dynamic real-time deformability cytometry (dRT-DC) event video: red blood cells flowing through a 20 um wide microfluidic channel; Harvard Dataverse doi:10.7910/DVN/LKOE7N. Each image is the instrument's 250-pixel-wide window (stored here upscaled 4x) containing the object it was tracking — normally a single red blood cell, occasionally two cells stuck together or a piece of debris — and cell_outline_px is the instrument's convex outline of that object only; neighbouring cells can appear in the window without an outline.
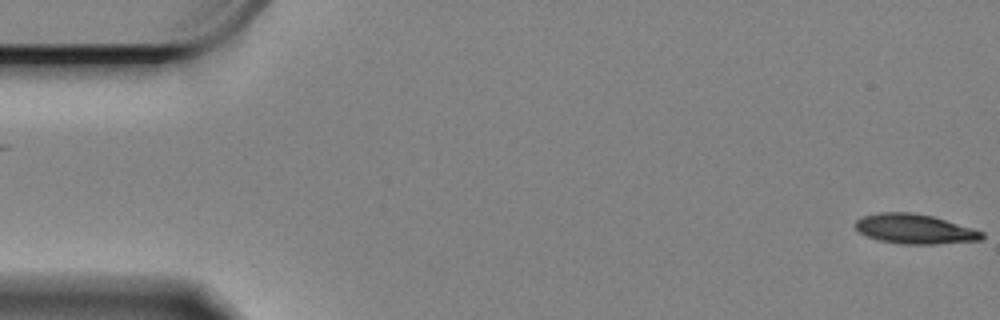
{"species": "Egyptian fruit bat (a non-hibernating species)", "species_latin": "Rousettus aegyptiacus", "temperature_condition": "cold", "stored_images_in_passage": 60, "camera_frame_rate_fps": 3000, "um_per_image_px": 0.085, "animal": {"sex": "female"}, "frame": {"image": 1, "passage_image": 1, "time_ms": 0.0, "image_size_px": [1000, 320], "cell_outline_px": [[984, 236], [980, 240], [932, 244], [904, 244], [880, 240], [868, 236], [860, 232], [856, 228], [856, 220], [864, 216], [880, 212], [912, 212], [932, 216], [972, 228], [984, 232]], "centroid_in_image_um": [77.76, 19.45], "position_along_channel_um": 7.2, "area_um2": 21.56}}
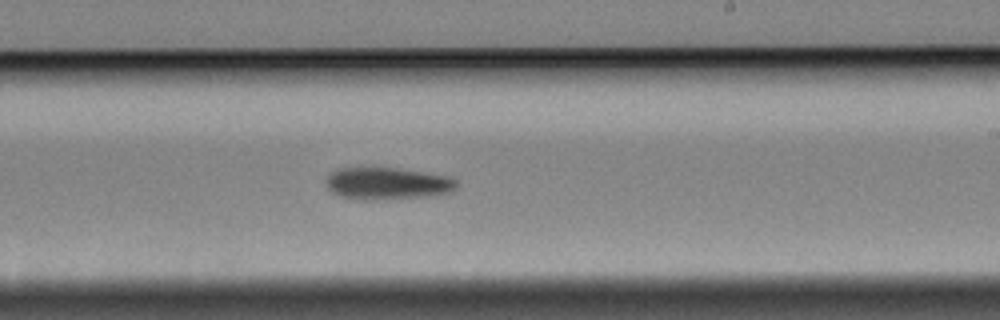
{"frame": {"image": 2, "passage_image": 35, "time_ms": 11.333, "image_size_px": [1000, 320], "cell_outline_px": [[456, 188], [452, 192], [424, 196], [372, 200], [364, 200], [340, 196], [332, 192], [328, 188], [328, 176], [332, 172], [340, 168], [396, 168], [452, 176], [456, 180]], "centroid_in_image_um": [32.96, 15.59], "position_along_channel_um": 256.0, "area_um2": 24.16}}
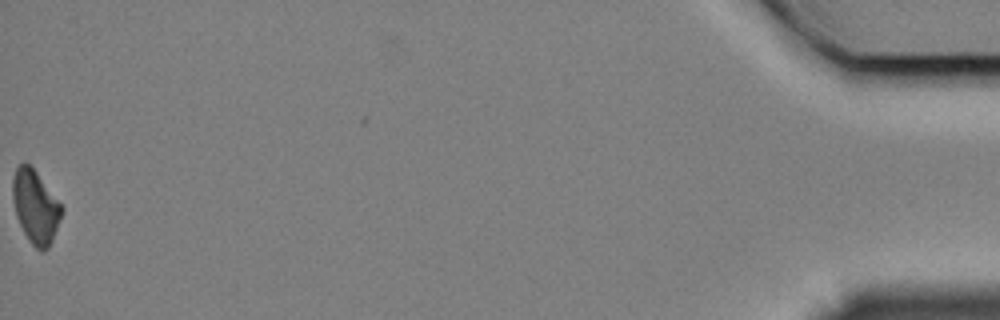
{"frame": {"image": 3, "passage_image": 60, "time_ms": 19.667, "image_size_px": [1000, 320], "cell_outline_px": [[64, 208], [52, 240], [48, 248], [44, 252], [40, 252], [28, 240], [16, 216], [12, 196], [12, 176], [16, 168], [24, 160], [36, 172]], "centroid_in_image_um": [2.99, 17.58], "position_along_channel_um": 432.2, "area_um2": 20.75}, "authors_computed_cell_mechanics": {"area_um2": 22.831, "velocity_mm_per_s": 3.3184, "shape_relaxation_time_tau1_ms": 2.1686, "shape_relaxation_time_tau2_ms": null, "deformation_change_tau1": 0.1136, "deformation_change_tau2": null}}